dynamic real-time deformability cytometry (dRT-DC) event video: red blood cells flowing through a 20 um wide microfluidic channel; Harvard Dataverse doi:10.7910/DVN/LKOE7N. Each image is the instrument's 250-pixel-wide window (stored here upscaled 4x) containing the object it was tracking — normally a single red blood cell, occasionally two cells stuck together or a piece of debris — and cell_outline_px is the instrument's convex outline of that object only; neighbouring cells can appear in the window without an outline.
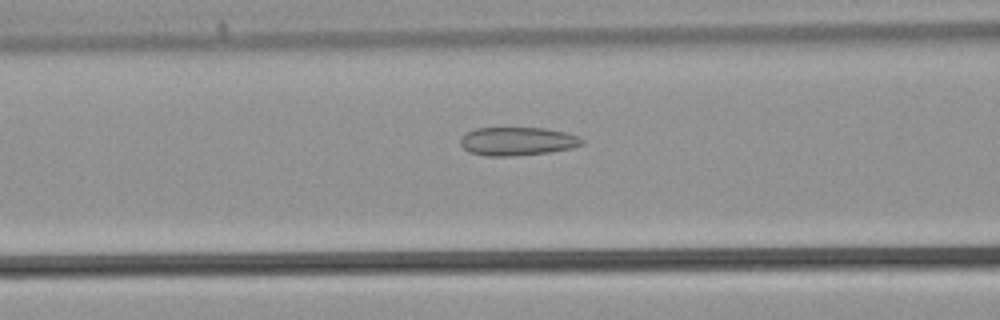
{"species": "common noctule bat (a hibernating species)", "species_latin": "Nyctalus noctula", "temperature_condition": "warm", "stored_images_in_passage": 24, "camera_frame_rate_fps": 3000, "um_per_image_px": 0.085, "animal": {"sex": "male", "body_mass_g": 21.5, "forearm_length_mm": 52.0}, "frame": {"image": 1, "passage_image": 5, "time_ms": 1.333, "image_size_px": [1000, 320], "cell_outline_px": [[584, 144], [572, 148], [548, 152], [512, 156], [484, 156], [468, 152], [460, 144], [460, 136], [464, 132], [476, 128], [544, 128], [564, 132], [580, 136], [584, 140]], "centroid_in_image_um": [43.94, 12.01], "position_along_channel_um": 122.7, "area_um2": 20.35}}
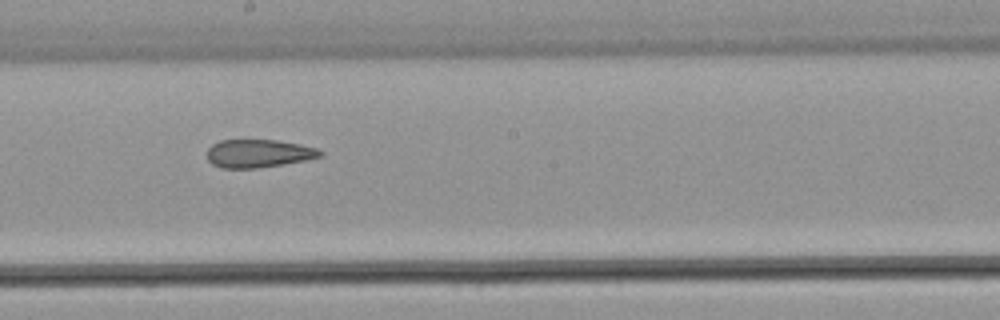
{"frame": {"image": 2, "passage_image": 11, "time_ms": 3.333, "image_size_px": [1000, 320], "cell_outline_px": [[324, 156], [284, 164], [256, 168], [220, 168], [212, 164], [208, 160], [208, 148], [212, 144], [220, 140], [276, 140], [300, 144], [316, 148], [324, 152]], "centroid_in_image_um": [21.98, 13.04], "position_along_channel_um": 226.2, "area_um2": 18.55}}
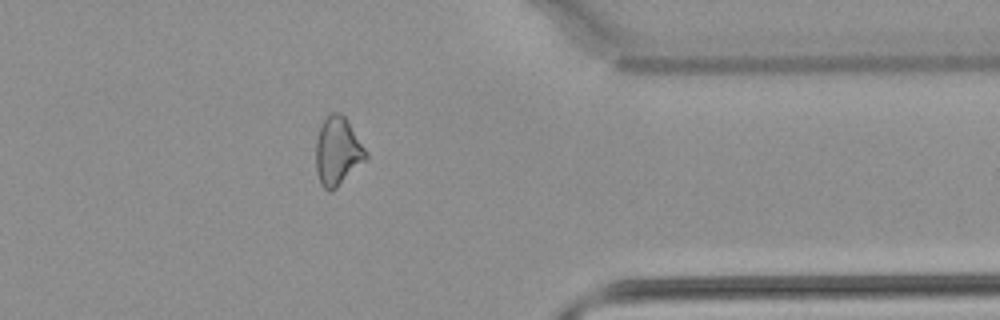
{"frame": {"image": 3, "passage_image": 21, "time_ms": 6.667, "image_size_px": [1000, 320], "cell_outline_px": [[368, 156], [332, 192], [328, 192], [320, 184], [316, 172], [316, 140], [320, 128], [324, 120], [332, 112], [340, 112], [348, 120], [368, 152]], "centroid_in_image_um": [28.69, 12.86], "position_along_channel_um": 382.7, "area_um2": 19.83}}